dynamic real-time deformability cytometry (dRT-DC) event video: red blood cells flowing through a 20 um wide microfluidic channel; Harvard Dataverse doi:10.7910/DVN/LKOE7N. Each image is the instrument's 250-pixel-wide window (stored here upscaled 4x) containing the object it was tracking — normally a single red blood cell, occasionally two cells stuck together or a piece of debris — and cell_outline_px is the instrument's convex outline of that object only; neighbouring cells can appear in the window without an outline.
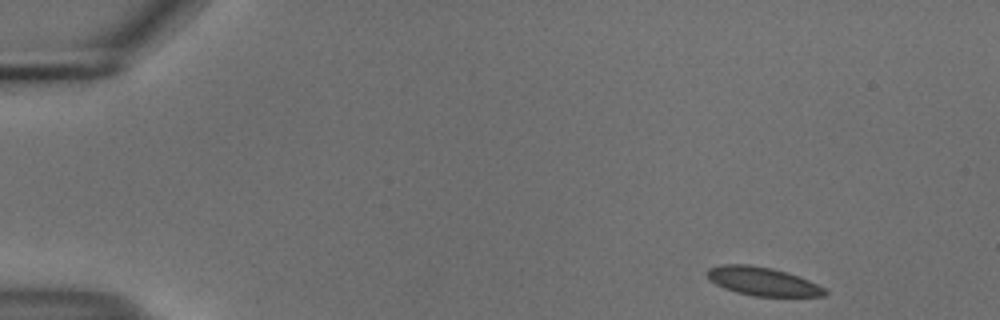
{"species": "common noctule bat (a hibernating species)", "species_latin": "Nyctalus noctula", "temperature_condition": "cold", "stored_images_in_passage": 50, "camera_frame_rate_fps": 3000, "um_per_image_px": 0.085, "animal": {"sex": "male", "body_mass_g": 18.8}, "frame": {"image": 1, "passage_image": 1, "time_ms": 0.0, "image_size_px": [1000, 320], "cell_outline_px": [[828, 292], [824, 296], [752, 296], [736, 292], [724, 288], [708, 280], [708, 268], [720, 264], [748, 264], [772, 268], [788, 272], [808, 280], [824, 288]], "centroid_in_image_um": [64.8, 23.91], "position_along_channel_um": 20.2, "area_um2": 19.54}}
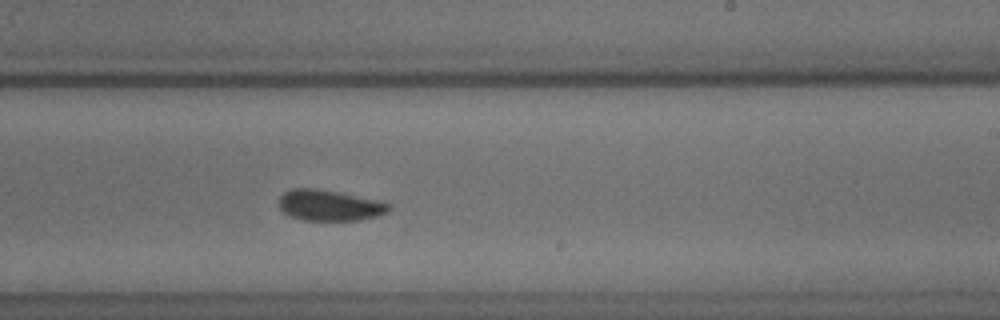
{"frame": {"image": 2, "passage_image": 29, "time_ms": 9.333, "image_size_px": [1000, 320], "cell_outline_px": [[392, 208], [388, 212], [376, 216], [360, 220], [304, 220], [292, 216], [284, 212], [280, 208], [280, 196], [284, 192], [292, 188], [316, 188], [384, 200], [392, 204]], "centroid_in_image_um": [28.09, 17.44], "position_along_channel_um": 260.9, "area_um2": 20.0}}
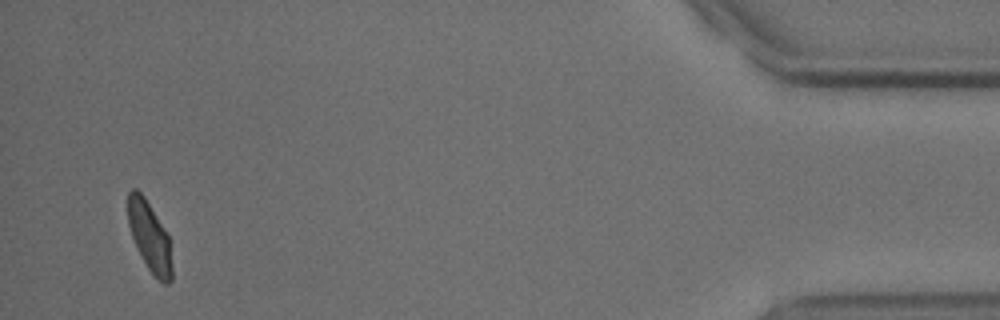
{"frame": {"image": 3, "passage_image": 48, "time_ms": 15.667, "image_size_px": [1000, 320], "cell_outline_px": [[172, 280], [168, 284], [164, 284], [156, 280], [148, 268], [132, 236], [128, 224], [128, 192], [132, 188], [136, 188], [144, 196], [168, 236], [172, 268]], "centroid_in_image_um": [12.72, 20.14], "position_along_channel_um": 422.5, "area_um2": 17.51}, "authors_computed_cell_mechanics": {"area_um2": 19.8254, "velocity_mm_per_s": 3.6792, "shape_relaxation_time_tau1_ms": 3.2953, "shape_relaxation_time_tau2_ms": 2.0517, "deformation_change_tau1": 0.0723, "deformation_change_tau2": 0.0509}}